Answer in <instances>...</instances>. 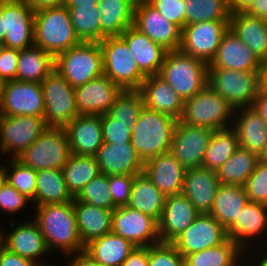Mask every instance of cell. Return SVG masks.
Segmentation results:
<instances>
[{
	"mask_svg": "<svg viewBox=\"0 0 267 266\" xmlns=\"http://www.w3.org/2000/svg\"><path fill=\"white\" fill-rule=\"evenodd\" d=\"M34 220L43 234L49 251L58 249L69 255L84 250L73 201L36 206Z\"/></svg>",
	"mask_w": 267,
	"mask_h": 266,
	"instance_id": "1",
	"label": "cell"
},
{
	"mask_svg": "<svg viewBox=\"0 0 267 266\" xmlns=\"http://www.w3.org/2000/svg\"><path fill=\"white\" fill-rule=\"evenodd\" d=\"M177 122L173 117L144 106L131 128V144L143 163L171 150Z\"/></svg>",
	"mask_w": 267,
	"mask_h": 266,
	"instance_id": "2",
	"label": "cell"
},
{
	"mask_svg": "<svg viewBox=\"0 0 267 266\" xmlns=\"http://www.w3.org/2000/svg\"><path fill=\"white\" fill-rule=\"evenodd\" d=\"M81 42L65 6L35 11L34 45L56 58Z\"/></svg>",
	"mask_w": 267,
	"mask_h": 266,
	"instance_id": "3",
	"label": "cell"
},
{
	"mask_svg": "<svg viewBox=\"0 0 267 266\" xmlns=\"http://www.w3.org/2000/svg\"><path fill=\"white\" fill-rule=\"evenodd\" d=\"M158 76L185 101L208 84V63L180 50L167 51Z\"/></svg>",
	"mask_w": 267,
	"mask_h": 266,
	"instance_id": "4",
	"label": "cell"
},
{
	"mask_svg": "<svg viewBox=\"0 0 267 266\" xmlns=\"http://www.w3.org/2000/svg\"><path fill=\"white\" fill-rule=\"evenodd\" d=\"M234 111L227 100L207 84L192 98L184 101V110L180 121L187 125L206 127L216 131L232 127L230 122L233 121V118L230 116H235Z\"/></svg>",
	"mask_w": 267,
	"mask_h": 266,
	"instance_id": "5",
	"label": "cell"
},
{
	"mask_svg": "<svg viewBox=\"0 0 267 266\" xmlns=\"http://www.w3.org/2000/svg\"><path fill=\"white\" fill-rule=\"evenodd\" d=\"M55 69L74 88L104 75L99 42H81L55 58Z\"/></svg>",
	"mask_w": 267,
	"mask_h": 266,
	"instance_id": "6",
	"label": "cell"
},
{
	"mask_svg": "<svg viewBox=\"0 0 267 266\" xmlns=\"http://www.w3.org/2000/svg\"><path fill=\"white\" fill-rule=\"evenodd\" d=\"M208 85L234 110L252 107L260 91L259 71L208 68Z\"/></svg>",
	"mask_w": 267,
	"mask_h": 266,
	"instance_id": "7",
	"label": "cell"
},
{
	"mask_svg": "<svg viewBox=\"0 0 267 266\" xmlns=\"http://www.w3.org/2000/svg\"><path fill=\"white\" fill-rule=\"evenodd\" d=\"M99 43L104 75L123 90H139L146 75L138 68L126 42L120 36H107Z\"/></svg>",
	"mask_w": 267,
	"mask_h": 266,
	"instance_id": "8",
	"label": "cell"
},
{
	"mask_svg": "<svg viewBox=\"0 0 267 266\" xmlns=\"http://www.w3.org/2000/svg\"><path fill=\"white\" fill-rule=\"evenodd\" d=\"M70 154L64 127H47L16 159L36 171L62 169Z\"/></svg>",
	"mask_w": 267,
	"mask_h": 266,
	"instance_id": "9",
	"label": "cell"
},
{
	"mask_svg": "<svg viewBox=\"0 0 267 266\" xmlns=\"http://www.w3.org/2000/svg\"><path fill=\"white\" fill-rule=\"evenodd\" d=\"M44 120L48 127H65L79 116L74 87L54 69L41 83Z\"/></svg>",
	"mask_w": 267,
	"mask_h": 266,
	"instance_id": "10",
	"label": "cell"
},
{
	"mask_svg": "<svg viewBox=\"0 0 267 266\" xmlns=\"http://www.w3.org/2000/svg\"><path fill=\"white\" fill-rule=\"evenodd\" d=\"M41 84L27 81L1 83L0 109L6 116H37L44 118Z\"/></svg>",
	"mask_w": 267,
	"mask_h": 266,
	"instance_id": "11",
	"label": "cell"
},
{
	"mask_svg": "<svg viewBox=\"0 0 267 266\" xmlns=\"http://www.w3.org/2000/svg\"><path fill=\"white\" fill-rule=\"evenodd\" d=\"M3 45L23 50L34 44L35 11L26 1L1 0Z\"/></svg>",
	"mask_w": 267,
	"mask_h": 266,
	"instance_id": "12",
	"label": "cell"
},
{
	"mask_svg": "<svg viewBox=\"0 0 267 266\" xmlns=\"http://www.w3.org/2000/svg\"><path fill=\"white\" fill-rule=\"evenodd\" d=\"M228 29L229 21H205L185 25L182 28L179 50L209 64Z\"/></svg>",
	"mask_w": 267,
	"mask_h": 266,
	"instance_id": "13",
	"label": "cell"
},
{
	"mask_svg": "<svg viewBox=\"0 0 267 266\" xmlns=\"http://www.w3.org/2000/svg\"><path fill=\"white\" fill-rule=\"evenodd\" d=\"M111 231L136 247H149L161 242L158 222L151 216L128 206L116 207L113 210Z\"/></svg>",
	"mask_w": 267,
	"mask_h": 266,
	"instance_id": "14",
	"label": "cell"
},
{
	"mask_svg": "<svg viewBox=\"0 0 267 266\" xmlns=\"http://www.w3.org/2000/svg\"><path fill=\"white\" fill-rule=\"evenodd\" d=\"M228 239L227 230L208 213H199L194 222L171 243L185 257L206 248L220 245Z\"/></svg>",
	"mask_w": 267,
	"mask_h": 266,
	"instance_id": "15",
	"label": "cell"
},
{
	"mask_svg": "<svg viewBox=\"0 0 267 266\" xmlns=\"http://www.w3.org/2000/svg\"><path fill=\"white\" fill-rule=\"evenodd\" d=\"M133 26L167 51L180 48L182 30L166 20L146 0L136 1Z\"/></svg>",
	"mask_w": 267,
	"mask_h": 266,
	"instance_id": "16",
	"label": "cell"
},
{
	"mask_svg": "<svg viewBox=\"0 0 267 266\" xmlns=\"http://www.w3.org/2000/svg\"><path fill=\"white\" fill-rule=\"evenodd\" d=\"M213 132L209 128L187 125L178 120L170 152L186 170L202 167Z\"/></svg>",
	"mask_w": 267,
	"mask_h": 266,
	"instance_id": "17",
	"label": "cell"
},
{
	"mask_svg": "<svg viewBox=\"0 0 267 266\" xmlns=\"http://www.w3.org/2000/svg\"><path fill=\"white\" fill-rule=\"evenodd\" d=\"M47 127L41 117L4 115L0 130L2 154L9 153L12 158H17Z\"/></svg>",
	"mask_w": 267,
	"mask_h": 266,
	"instance_id": "18",
	"label": "cell"
},
{
	"mask_svg": "<svg viewBox=\"0 0 267 266\" xmlns=\"http://www.w3.org/2000/svg\"><path fill=\"white\" fill-rule=\"evenodd\" d=\"M123 89L102 75L74 89L79 115H102L109 112Z\"/></svg>",
	"mask_w": 267,
	"mask_h": 266,
	"instance_id": "19",
	"label": "cell"
},
{
	"mask_svg": "<svg viewBox=\"0 0 267 266\" xmlns=\"http://www.w3.org/2000/svg\"><path fill=\"white\" fill-rule=\"evenodd\" d=\"M165 196L181 194L186 169L169 151L143 163V171Z\"/></svg>",
	"mask_w": 267,
	"mask_h": 266,
	"instance_id": "20",
	"label": "cell"
},
{
	"mask_svg": "<svg viewBox=\"0 0 267 266\" xmlns=\"http://www.w3.org/2000/svg\"><path fill=\"white\" fill-rule=\"evenodd\" d=\"M199 212L184 194L166 196L158 234L161 242H172L191 225Z\"/></svg>",
	"mask_w": 267,
	"mask_h": 266,
	"instance_id": "21",
	"label": "cell"
},
{
	"mask_svg": "<svg viewBox=\"0 0 267 266\" xmlns=\"http://www.w3.org/2000/svg\"><path fill=\"white\" fill-rule=\"evenodd\" d=\"M6 235L0 231V243L10 252L28 258L37 265L44 263L39 258L45 255V253L47 255V252L50 251L34 219L26 220V222L18 225Z\"/></svg>",
	"mask_w": 267,
	"mask_h": 266,
	"instance_id": "22",
	"label": "cell"
},
{
	"mask_svg": "<svg viewBox=\"0 0 267 266\" xmlns=\"http://www.w3.org/2000/svg\"><path fill=\"white\" fill-rule=\"evenodd\" d=\"M64 129L72 154L95 156L103 144L101 115H79Z\"/></svg>",
	"mask_w": 267,
	"mask_h": 266,
	"instance_id": "23",
	"label": "cell"
},
{
	"mask_svg": "<svg viewBox=\"0 0 267 266\" xmlns=\"http://www.w3.org/2000/svg\"><path fill=\"white\" fill-rule=\"evenodd\" d=\"M95 159L100 173L105 175H138L143 171V161L131 142L106 144L98 149Z\"/></svg>",
	"mask_w": 267,
	"mask_h": 266,
	"instance_id": "24",
	"label": "cell"
},
{
	"mask_svg": "<svg viewBox=\"0 0 267 266\" xmlns=\"http://www.w3.org/2000/svg\"><path fill=\"white\" fill-rule=\"evenodd\" d=\"M144 106L161 114L180 120L184 101L165 80L158 75L146 76L139 89Z\"/></svg>",
	"mask_w": 267,
	"mask_h": 266,
	"instance_id": "25",
	"label": "cell"
},
{
	"mask_svg": "<svg viewBox=\"0 0 267 266\" xmlns=\"http://www.w3.org/2000/svg\"><path fill=\"white\" fill-rule=\"evenodd\" d=\"M261 61L230 30L223 35L215 57L208 68L236 69L240 71H259Z\"/></svg>",
	"mask_w": 267,
	"mask_h": 266,
	"instance_id": "26",
	"label": "cell"
},
{
	"mask_svg": "<svg viewBox=\"0 0 267 266\" xmlns=\"http://www.w3.org/2000/svg\"><path fill=\"white\" fill-rule=\"evenodd\" d=\"M220 182L215 170L204 167L186 170L182 194L199 213H209Z\"/></svg>",
	"mask_w": 267,
	"mask_h": 266,
	"instance_id": "27",
	"label": "cell"
},
{
	"mask_svg": "<svg viewBox=\"0 0 267 266\" xmlns=\"http://www.w3.org/2000/svg\"><path fill=\"white\" fill-rule=\"evenodd\" d=\"M120 37L126 42L138 68L146 75H158L167 50L153 42L134 26L129 27Z\"/></svg>",
	"mask_w": 267,
	"mask_h": 266,
	"instance_id": "28",
	"label": "cell"
},
{
	"mask_svg": "<svg viewBox=\"0 0 267 266\" xmlns=\"http://www.w3.org/2000/svg\"><path fill=\"white\" fill-rule=\"evenodd\" d=\"M267 226V206L247 201L236 220L226 229L232 239L244 252L249 250L248 240L264 233ZM263 231V232H262ZM249 244V245H248ZM246 245V246H245Z\"/></svg>",
	"mask_w": 267,
	"mask_h": 266,
	"instance_id": "29",
	"label": "cell"
},
{
	"mask_svg": "<svg viewBox=\"0 0 267 266\" xmlns=\"http://www.w3.org/2000/svg\"><path fill=\"white\" fill-rule=\"evenodd\" d=\"M229 29L260 60L267 59V20L256 18L246 12H233Z\"/></svg>",
	"mask_w": 267,
	"mask_h": 266,
	"instance_id": "30",
	"label": "cell"
},
{
	"mask_svg": "<svg viewBox=\"0 0 267 266\" xmlns=\"http://www.w3.org/2000/svg\"><path fill=\"white\" fill-rule=\"evenodd\" d=\"M234 114L238 116L233 118L236 120L232 128L237 133L239 146L260 157L267 144V123L252 107L236 109Z\"/></svg>",
	"mask_w": 267,
	"mask_h": 266,
	"instance_id": "31",
	"label": "cell"
},
{
	"mask_svg": "<svg viewBox=\"0 0 267 266\" xmlns=\"http://www.w3.org/2000/svg\"><path fill=\"white\" fill-rule=\"evenodd\" d=\"M73 207L80 240L84 246L90 241L111 232L113 210L86 204L78 201L75 197Z\"/></svg>",
	"mask_w": 267,
	"mask_h": 266,
	"instance_id": "32",
	"label": "cell"
},
{
	"mask_svg": "<svg viewBox=\"0 0 267 266\" xmlns=\"http://www.w3.org/2000/svg\"><path fill=\"white\" fill-rule=\"evenodd\" d=\"M137 0H100L101 41L107 36H120L134 24Z\"/></svg>",
	"mask_w": 267,
	"mask_h": 266,
	"instance_id": "33",
	"label": "cell"
},
{
	"mask_svg": "<svg viewBox=\"0 0 267 266\" xmlns=\"http://www.w3.org/2000/svg\"><path fill=\"white\" fill-rule=\"evenodd\" d=\"M165 200L166 196L142 172L134 176L130 199L126 206L149 215L159 222L163 213Z\"/></svg>",
	"mask_w": 267,
	"mask_h": 266,
	"instance_id": "34",
	"label": "cell"
},
{
	"mask_svg": "<svg viewBox=\"0 0 267 266\" xmlns=\"http://www.w3.org/2000/svg\"><path fill=\"white\" fill-rule=\"evenodd\" d=\"M136 248L112 231L85 245L84 251L102 266H121Z\"/></svg>",
	"mask_w": 267,
	"mask_h": 266,
	"instance_id": "35",
	"label": "cell"
},
{
	"mask_svg": "<svg viewBox=\"0 0 267 266\" xmlns=\"http://www.w3.org/2000/svg\"><path fill=\"white\" fill-rule=\"evenodd\" d=\"M247 201L248 196L244 186L220 184L208 214L217 219L227 229L239 216Z\"/></svg>",
	"mask_w": 267,
	"mask_h": 266,
	"instance_id": "36",
	"label": "cell"
},
{
	"mask_svg": "<svg viewBox=\"0 0 267 266\" xmlns=\"http://www.w3.org/2000/svg\"><path fill=\"white\" fill-rule=\"evenodd\" d=\"M55 69V58L40 47L32 45L20 50L17 80L41 83Z\"/></svg>",
	"mask_w": 267,
	"mask_h": 266,
	"instance_id": "37",
	"label": "cell"
},
{
	"mask_svg": "<svg viewBox=\"0 0 267 266\" xmlns=\"http://www.w3.org/2000/svg\"><path fill=\"white\" fill-rule=\"evenodd\" d=\"M36 180L35 203L37 206L67 203L74 200L61 169L38 170Z\"/></svg>",
	"mask_w": 267,
	"mask_h": 266,
	"instance_id": "38",
	"label": "cell"
},
{
	"mask_svg": "<svg viewBox=\"0 0 267 266\" xmlns=\"http://www.w3.org/2000/svg\"><path fill=\"white\" fill-rule=\"evenodd\" d=\"M259 161L260 157L257 154L239 146L216 171L220 184L244 186Z\"/></svg>",
	"mask_w": 267,
	"mask_h": 266,
	"instance_id": "39",
	"label": "cell"
},
{
	"mask_svg": "<svg viewBox=\"0 0 267 266\" xmlns=\"http://www.w3.org/2000/svg\"><path fill=\"white\" fill-rule=\"evenodd\" d=\"M61 170L73 197H76L91 180L101 174L95 156H80L72 153Z\"/></svg>",
	"mask_w": 267,
	"mask_h": 266,
	"instance_id": "40",
	"label": "cell"
},
{
	"mask_svg": "<svg viewBox=\"0 0 267 266\" xmlns=\"http://www.w3.org/2000/svg\"><path fill=\"white\" fill-rule=\"evenodd\" d=\"M243 253L247 252L228 238L220 245L186 255L185 266H240L238 258H243L240 257Z\"/></svg>",
	"mask_w": 267,
	"mask_h": 266,
	"instance_id": "41",
	"label": "cell"
},
{
	"mask_svg": "<svg viewBox=\"0 0 267 266\" xmlns=\"http://www.w3.org/2000/svg\"><path fill=\"white\" fill-rule=\"evenodd\" d=\"M238 147V136L232 127L214 131L207 146L202 167L217 171Z\"/></svg>",
	"mask_w": 267,
	"mask_h": 266,
	"instance_id": "42",
	"label": "cell"
},
{
	"mask_svg": "<svg viewBox=\"0 0 267 266\" xmlns=\"http://www.w3.org/2000/svg\"><path fill=\"white\" fill-rule=\"evenodd\" d=\"M75 33L82 42L101 41L99 6L67 8Z\"/></svg>",
	"mask_w": 267,
	"mask_h": 266,
	"instance_id": "43",
	"label": "cell"
},
{
	"mask_svg": "<svg viewBox=\"0 0 267 266\" xmlns=\"http://www.w3.org/2000/svg\"><path fill=\"white\" fill-rule=\"evenodd\" d=\"M186 25L205 21H229L228 0H184Z\"/></svg>",
	"mask_w": 267,
	"mask_h": 266,
	"instance_id": "44",
	"label": "cell"
},
{
	"mask_svg": "<svg viewBox=\"0 0 267 266\" xmlns=\"http://www.w3.org/2000/svg\"><path fill=\"white\" fill-rule=\"evenodd\" d=\"M143 108L144 100L139 90H123L108 114L116 122L129 123L131 129Z\"/></svg>",
	"mask_w": 267,
	"mask_h": 266,
	"instance_id": "45",
	"label": "cell"
},
{
	"mask_svg": "<svg viewBox=\"0 0 267 266\" xmlns=\"http://www.w3.org/2000/svg\"><path fill=\"white\" fill-rule=\"evenodd\" d=\"M10 167L1 166L5 180L18 192L35 201L37 171L25 166L16 158L10 160ZM4 167V168H3ZM9 168V170H7Z\"/></svg>",
	"mask_w": 267,
	"mask_h": 266,
	"instance_id": "46",
	"label": "cell"
},
{
	"mask_svg": "<svg viewBox=\"0 0 267 266\" xmlns=\"http://www.w3.org/2000/svg\"><path fill=\"white\" fill-rule=\"evenodd\" d=\"M75 198L86 204L105 209L114 210L117 207L109 193V179L105 174H99L91 180Z\"/></svg>",
	"mask_w": 267,
	"mask_h": 266,
	"instance_id": "47",
	"label": "cell"
},
{
	"mask_svg": "<svg viewBox=\"0 0 267 266\" xmlns=\"http://www.w3.org/2000/svg\"><path fill=\"white\" fill-rule=\"evenodd\" d=\"M148 266H185V259L172 243L159 242L148 247Z\"/></svg>",
	"mask_w": 267,
	"mask_h": 266,
	"instance_id": "48",
	"label": "cell"
},
{
	"mask_svg": "<svg viewBox=\"0 0 267 266\" xmlns=\"http://www.w3.org/2000/svg\"><path fill=\"white\" fill-rule=\"evenodd\" d=\"M248 201L267 206V164L259 161L244 184Z\"/></svg>",
	"mask_w": 267,
	"mask_h": 266,
	"instance_id": "49",
	"label": "cell"
},
{
	"mask_svg": "<svg viewBox=\"0 0 267 266\" xmlns=\"http://www.w3.org/2000/svg\"><path fill=\"white\" fill-rule=\"evenodd\" d=\"M103 143L117 144L131 142L129 123L116 122L108 113L101 115Z\"/></svg>",
	"mask_w": 267,
	"mask_h": 266,
	"instance_id": "50",
	"label": "cell"
},
{
	"mask_svg": "<svg viewBox=\"0 0 267 266\" xmlns=\"http://www.w3.org/2000/svg\"><path fill=\"white\" fill-rule=\"evenodd\" d=\"M169 22L176 24L181 30L186 25V9L184 0H146Z\"/></svg>",
	"mask_w": 267,
	"mask_h": 266,
	"instance_id": "51",
	"label": "cell"
},
{
	"mask_svg": "<svg viewBox=\"0 0 267 266\" xmlns=\"http://www.w3.org/2000/svg\"><path fill=\"white\" fill-rule=\"evenodd\" d=\"M30 201L6 180L2 182L0 186V209L5 210L6 213L14 214L24 208Z\"/></svg>",
	"mask_w": 267,
	"mask_h": 266,
	"instance_id": "52",
	"label": "cell"
},
{
	"mask_svg": "<svg viewBox=\"0 0 267 266\" xmlns=\"http://www.w3.org/2000/svg\"><path fill=\"white\" fill-rule=\"evenodd\" d=\"M109 193L117 207L126 206L130 199L133 175H108Z\"/></svg>",
	"mask_w": 267,
	"mask_h": 266,
	"instance_id": "53",
	"label": "cell"
},
{
	"mask_svg": "<svg viewBox=\"0 0 267 266\" xmlns=\"http://www.w3.org/2000/svg\"><path fill=\"white\" fill-rule=\"evenodd\" d=\"M20 50L3 47L0 54V82L17 80L18 57Z\"/></svg>",
	"mask_w": 267,
	"mask_h": 266,
	"instance_id": "54",
	"label": "cell"
},
{
	"mask_svg": "<svg viewBox=\"0 0 267 266\" xmlns=\"http://www.w3.org/2000/svg\"><path fill=\"white\" fill-rule=\"evenodd\" d=\"M0 266H37L32 260L10 252L0 243Z\"/></svg>",
	"mask_w": 267,
	"mask_h": 266,
	"instance_id": "55",
	"label": "cell"
},
{
	"mask_svg": "<svg viewBox=\"0 0 267 266\" xmlns=\"http://www.w3.org/2000/svg\"><path fill=\"white\" fill-rule=\"evenodd\" d=\"M121 266H148V247H136Z\"/></svg>",
	"mask_w": 267,
	"mask_h": 266,
	"instance_id": "56",
	"label": "cell"
},
{
	"mask_svg": "<svg viewBox=\"0 0 267 266\" xmlns=\"http://www.w3.org/2000/svg\"><path fill=\"white\" fill-rule=\"evenodd\" d=\"M72 255L73 258L71 259V262H69L71 266H102L84 250L76 252V256L74 254Z\"/></svg>",
	"mask_w": 267,
	"mask_h": 266,
	"instance_id": "57",
	"label": "cell"
},
{
	"mask_svg": "<svg viewBox=\"0 0 267 266\" xmlns=\"http://www.w3.org/2000/svg\"><path fill=\"white\" fill-rule=\"evenodd\" d=\"M67 0H26L34 11L65 6Z\"/></svg>",
	"mask_w": 267,
	"mask_h": 266,
	"instance_id": "58",
	"label": "cell"
},
{
	"mask_svg": "<svg viewBox=\"0 0 267 266\" xmlns=\"http://www.w3.org/2000/svg\"><path fill=\"white\" fill-rule=\"evenodd\" d=\"M252 108L267 123V94L259 91Z\"/></svg>",
	"mask_w": 267,
	"mask_h": 266,
	"instance_id": "59",
	"label": "cell"
},
{
	"mask_svg": "<svg viewBox=\"0 0 267 266\" xmlns=\"http://www.w3.org/2000/svg\"><path fill=\"white\" fill-rule=\"evenodd\" d=\"M246 13L256 18L267 20V0H255Z\"/></svg>",
	"mask_w": 267,
	"mask_h": 266,
	"instance_id": "60",
	"label": "cell"
},
{
	"mask_svg": "<svg viewBox=\"0 0 267 266\" xmlns=\"http://www.w3.org/2000/svg\"><path fill=\"white\" fill-rule=\"evenodd\" d=\"M255 0H228V6L233 12H246L253 4Z\"/></svg>",
	"mask_w": 267,
	"mask_h": 266,
	"instance_id": "61",
	"label": "cell"
},
{
	"mask_svg": "<svg viewBox=\"0 0 267 266\" xmlns=\"http://www.w3.org/2000/svg\"><path fill=\"white\" fill-rule=\"evenodd\" d=\"M259 82L260 91L267 94V59L260 63Z\"/></svg>",
	"mask_w": 267,
	"mask_h": 266,
	"instance_id": "62",
	"label": "cell"
},
{
	"mask_svg": "<svg viewBox=\"0 0 267 266\" xmlns=\"http://www.w3.org/2000/svg\"><path fill=\"white\" fill-rule=\"evenodd\" d=\"M100 0H67L66 8H79L80 6H99Z\"/></svg>",
	"mask_w": 267,
	"mask_h": 266,
	"instance_id": "63",
	"label": "cell"
},
{
	"mask_svg": "<svg viewBox=\"0 0 267 266\" xmlns=\"http://www.w3.org/2000/svg\"><path fill=\"white\" fill-rule=\"evenodd\" d=\"M5 32H3L2 14H1V0H0V43H4Z\"/></svg>",
	"mask_w": 267,
	"mask_h": 266,
	"instance_id": "64",
	"label": "cell"
},
{
	"mask_svg": "<svg viewBox=\"0 0 267 266\" xmlns=\"http://www.w3.org/2000/svg\"><path fill=\"white\" fill-rule=\"evenodd\" d=\"M260 161L267 164V144L264 152L260 155Z\"/></svg>",
	"mask_w": 267,
	"mask_h": 266,
	"instance_id": "65",
	"label": "cell"
},
{
	"mask_svg": "<svg viewBox=\"0 0 267 266\" xmlns=\"http://www.w3.org/2000/svg\"><path fill=\"white\" fill-rule=\"evenodd\" d=\"M263 257L264 258H261V261L257 260L259 263L257 265L255 264V266H267V256L263 255Z\"/></svg>",
	"mask_w": 267,
	"mask_h": 266,
	"instance_id": "66",
	"label": "cell"
},
{
	"mask_svg": "<svg viewBox=\"0 0 267 266\" xmlns=\"http://www.w3.org/2000/svg\"><path fill=\"white\" fill-rule=\"evenodd\" d=\"M5 180V176H4V173L2 171V169H0V186L2 184V182Z\"/></svg>",
	"mask_w": 267,
	"mask_h": 266,
	"instance_id": "67",
	"label": "cell"
},
{
	"mask_svg": "<svg viewBox=\"0 0 267 266\" xmlns=\"http://www.w3.org/2000/svg\"><path fill=\"white\" fill-rule=\"evenodd\" d=\"M3 113H2V111H1V109H0V130H1V121H2V118H3Z\"/></svg>",
	"mask_w": 267,
	"mask_h": 266,
	"instance_id": "68",
	"label": "cell"
},
{
	"mask_svg": "<svg viewBox=\"0 0 267 266\" xmlns=\"http://www.w3.org/2000/svg\"><path fill=\"white\" fill-rule=\"evenodd\" d=\"M37 266H52V264L51 265H46V263H41V264H39ZM68 266H71V265L69 264Z\"/></svg>",
	"mask_w": 267,
	"mask_h": 266,
	"instance_id": "69",
	"label": "cell"
},
{
	"mask_svg": "<svg viewBox=\"0 0 267 266\" xmlns=\"http://www.w3.org/2000/svg\"><path fill=\"white\" fill-rule=\"evenodd\" d=\"M3 47L4 45L0 43V54H1V51L3 50Z\"/></svg>",
	"mask_w": 267,
	"mask_h": 266,
	"instance_id": "70",
	"label": "cell"
}]
</instances>
